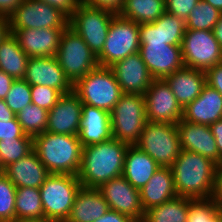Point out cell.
Here are the masks:
<instances>
[{
  "mask_svg": "<svg viewBox=\"0 0 222 222\" xmlns=\"http://www.w3.org/2000/svg\"><path fill=\"white\" fill-rule=\"evenodd\" d=\"M63 31L55 28L22 29L12 34L26 55L38 58L56 55Z\"/></svg>",
  "mask_w": 222,
  "mask_h": 222,
  "instance_id": "obj_20",
  "label": "cell"
},
{
  "mask_svg": "<svg viewBox=\"0 0 222 222\" xmlns=\"http://www.w3.org/2000/svg\"><path fill=\"white\" fill-rule=\"evenodd\" d=\"M177 196L171 167H160L140 190L144 212Z\"/></svg>",
  "mask_w": 222,
  "mask_h": 222,
  "instance_id": "obj_25",
  "label": "cell"
},
{
  "mask_svg": "<svg viewBox=\"0 0 222 222\" xmlns=\"http://www.w3.org/2000/svg\"><path fill=\"white\" fill-rule=\"evenodd\" d=\"M176 127L182 150L198 153L217 165L222 163L216 140L208 125L190 123L181 119Z\"/></svg>",
  "mask_w": 222,
  "mask_h": 222,
  "instance_id": "obj_19",
  "label": "cell"
},
{
  "mask_svg": "<svg viewBox=\"0 0 222 222\" xmlns=\"http://www.w3.org/2000/svg\"><path fill=\"white\" fill-rule=\"evenodd\" d=\"M205 73L206 84L222 95V62L209 68Z\"/></svg>",
  "mask_w": 222,
  "mask_h": 222,
  "instance_id": "obj_44",
  "label": "cell"
},
{
  "mask_svg": "<svg viewBox=\"0 0 222 222\" xmlns=\"http://www.w3.org/2000/svg\"><path fill=\"white\" fill-rule=\"evenodd\" d=\"M4 101L16 116L25 106L32 104L31 86L24 79L14 80Z\"/></svg>",
  "mask_w": 222,
  "mask_h": 222,
  "instance_id": "obj_38",
  "label": "cell"
},
{
  "mask_svg": "<svg viewBox=\"0 0 222 222\" xmlns=\"http://www.w3.org/2000/svg\"><path fill=\"white\" fill-rule=\"evenodd\" d=\"M181 51L184 67L206 72L222 62V48L213 31L185 29Z\"/></svg>",
  "mask_w": 222,
  "mask_h": 222,
  "instance_id": "obj_11",
  "label": "cell"
},
{
  "mask_svg": "<svg viewBox=\"0 0 222 222\" xmlns=\"http://www.w3.org/2000/svg\"><path fill=\"white\" fill-rule=\"evenodd\" d=\"M8 20L11 33L22 29H66L69 26V18L64 13L36 0H23Z\"/></svg>",
  "mask_w": 222,
  "mask_h": 222,
  "instance_id": "obj_12",
  "label": "cell"
},
{
  "mask_svg": "<svg viewBox=\"0 0 222 222\" xmlns=\"http://www.w3.org/2000/svg\"><path fill=\"white\" fill-rule=\"evenodd\" d=\"M110 116L112 137L134 145L147 122L144 95L123 93Z\"/></svg>",
  "mask_w": 222,
  "mask_h": 222,
  "instance_id": "obj_6",
  "label": "cell"
},
{
  "mask_svg": "<svg viewBox=\"0 0 222 222\" xmlns=\"http://www.w3.org/2000/svg\"><path fill=\"white\" fill-rule=\"evenodd\" d=\"M139 25L117 13L110 23L104 47L97 56L98 65L110 67L129 55L138 53L140 49Z\"/></svg>",
  "mask_w": 222,
  "mask_h": 222,
  "instance_id": "obj_8",
  "label": "cell"
},
{
  "mask_svg": "<svg viewBox=\"0 0 222 222\" xmlns=\"http://www.w3.org/2000/svg\"><path fill=\"white\" fill-rule=\"evenodd\" d=\"M55 57L72 84L98 66L95 54L69 26L61 35Z\"/></svg>",
  "mask_w": 222,
  "mask_h": 222,
  "instance_id": "obj_9",
  "label": "cell"
},
{
  "mask_svg": "<svg viewBox=\"0 0 222 222\" xmlns=\"http://www.w3.org/2000/svg\"><path fill=\"white\" fill-rule=\"evenodd\" d=\"M156 26H161V36L167 45L181 46L185 33V21L166 11L156 20Z\"/></svg>",
  "mask_w": 222,
  "mask_h": 222,
  "instance_id": "obj_36",
  "label": "cell"
},
{
  "mask_svg": "<svg viewBox=\"0 0 222 222\" xmlns=\"http://www.w3.org/2000/svg\"><path fill=\"white\" fill-rule=\"evenodd\" d=\"M44 2L64 13L68 18L78 9L81 0H36Z\"/></svg>",
  "mask_w": 222,
  "mask_h": 222,
  "instance_id": "obj_43",
  "label": "cell"
},
{
  "mask_svg": "<svg viewBox=\"0 0 222 222\" xmlns=\"http://www.w3.org/2000/svg\"><path fill=\"white\" fill-rule=\"evenodd\" d=\"M24 80L30 86L51 87L62 94L73 91V84L66 77L55 56L29 57Z\"/></svg>",
  "mask_w": 222,
  "mask_h": 222,
  "instance_id": "obj_16",
  "label": "cell"
},
{
  "mask_svg": "<svg viewBox=\"0 0 222 222\" xmlns=\"http://www.w3.org/2000/svg\"><path fill=\"white\" fill-rule=\"evenodd\" d=\"M182 119L208 126L222 119V95L206 84L200 95L183 109Z\"/></svg>",
  "mask_w": 222,
  "mask_h": 222,
  "instance_id": "obj_21",
  "label": "cell"
},
{
  "mask_svg": "<svg viewBox=\"0 0 222 222\" xmlns=\"http://www.w3.org/2000/svg\"><path fill=\"white\" fill-rule=\"evenodd\" d=\"M198 2L199 0H165L166 12L186 21Z\"/></svg>",
  "mask_w": 222,
  "mask_h": 222,
  "instance_id": "obj_40",
  "label": "cell"
},
{
  "mask_svg": "<svg viewBox=\"0 0 222 222\" xmlns=\"http://www.w3.org/2000/svg\"><path fill=\"white\" fill-rule=\"evenodd\" d=\"M73 92L83 104L109 113L123 94L113 71L99 65L73 84Z\"/></svg>",
  "mask_w": 222,
  "mask_h": 222,
  "instance_id": "obj_4",
  "label": "cell"
},
{
  "mask_svg": "<svg viewBox=\"0 0 222 222\" xmlns=\"http://www.w3.org/2000/svg\"><path fill=\"white\" fill-rule=\"evenodd\" d=\"M222 13V0H203Z\"/></svg>",
  "mask_w": 222,
  "mask_h": 222,
  "instance_id": "obj_54",
  "label": "cell"
},
{
  "mask_svg": "<svg viewBox=\"0 0 222 222\" xmlns=\"http://www.w3.org/2000/svg\"><path fill=\"white\" fill-rule=\"evenodd\" d=\"M98 190L110 210L126 215L134 222H142L144 209L141 204L140 190L134 188L122 175L103 183Z\"/></svg>",
  "mask_w": 222,
  "mask_h": 222,
  "instance_id": "obj_14",
  "label": "cell"
},
{
  "mask_svg": "<svg viewBox=\"0 0 222 222\" xmlns=\"http://www.w3.org/2000/svg\"><path fill=\"white\" fill-rule=\"evenodd\" d=\"M166 11L165 0H124L118 14L138 24L151 23Z\"/></svg>",
  "mask_w": 222,
  "mask_h": 222,
  "instance_id": "obj_29",
  "label": "cell"
},
{
  "mask_svg": "<svg viewBox=\"0 0 222 222\" xmlns=\"http://www.w3.org/2000/svg\"><path fill=\"white\" fill-rule=\"evenodd\" d=\"M134 145L160 167H171L182 150L176 124L171 123L147 121Z\"/></svg>",
  "mask_w": 222,
  "mask_h": 222,
  "instance_id": "obj_7",
  "label": "cell"
},
{
  "mask_svg": "<svg viewBox=\"0 0 222 222\" xmlns=\"http://www.w3.org/2000/svg\"><path fill=\"white\" fill-rule=\"evenodd\" d=\"M48 110L38 107L35 104L25 106L16 118L21 125L24 133L31 137H35L44 133L48 123Z\"/></svg>",
  "mask_w": 222,
  "mask_h": 222,
  "instance_id": "obj_32",
  "label": "cell"
},
{
  "mask_svg": "<svg viewBox=\"0 0 222 222\" xmlns=\"http://www.w3.org/2000/svg\"><path fill=\"white\" fill-rule=\"evenodd\" d=\"M83 103L72 91L63 94L48 112L46 132L78 135Z\"/></svg>",
  "mask_w": 222,
  "mask_h": 222,
  "instance_id": "obj_17",
  "label": "cell"
},
{
  "mask_svg": "<svg viewBox=\"0 0 222 222\" xmlns=\"http://www.w3.org/2000/svg\"><path fill=\"white\" fill-rule=\"evenodd\" d=\"M33 151V137L0 140V164L4 169L9 164L26 157Z\"/></svg>",
  "mask_w": 222,
  "mask_h": 222,
  "instance_id": "obj_35",
  "label": "cell"
},
{
  "mask_svg": "<svg viewBox=\"0 0 222 222\" xmlns=\"http://www.w3.org/2000/svg\"><path fill=\"white\" fill-rule=\"evenodd\" d=\"M82 187L77 175L50 174L39 187L44 217L65 222Z\"/></svg>",
  "mask_w": 222,
  "mask_h": 222,
  "instance_id": "obj_5",
  "label": "cell"
},
{
  "mask_svg": "<svg viewBox=\"0 0 222 222\" xmlns=\"http://www.w3.org/2000/svg\"><path fill=\"white\" fill-rule=\"evenodd\" d=\"M116 14L108 9L81 3L69 18V27L81 36L97 57L104 47L110 23Z\"/></svg>",
  "mask_w": 222,
  "mask_h": 222,
  "instance_id": "obj_10",
  "label": "cell"
},
{
  "mask_svg": "<svg viewBox=\"0 0 222 222\" xmlns=\"http://www.w3.org/2000/svg\"><path fill=\"white\" fill-rule=\"evenodd\" d=\"M15 117V114L7 106L4 100L0 99V120L10 121Z\"/></svg>",
  "mask_w": 222,
  "mask_h": 222,
  "instance_id": "obj_51",
  "label": "cell"
},
{
  "mask_svg": "<svg viewBox=\"0 0 222 222\" xmlns=\"http://www.w3.org/2000/svg\"><path fill=\"white\" fill-rule=\"evenodd\" d=\"M28 59L29 56L20 48L12 33L0 43V70L15 80L24 79Z\"/></svg>",
  "mask_w": 222,
  "mask_h": 222,
  "instance_id": "obj_28",
  "label": "cell"
},
{
  "mask_svg": "<svg viewBox=\"0 0 222 222\" xmlns=\"http://www.w3.org/2000/svg\"><path fill=\"white\" fill-rule=\"evenodd\" d=\"M23 0H0V15L10 17Z\"/></svg>",
  "mask_w": 222,
  "mask_h": 222,
  "instance_id": "obj_48",
  "label": "cell"
},
{
  "mask_svg": "<svg viewBox=\"0 0 222 222\" xmlns=\"http://www.w3.org/2000/svg\"><path fill=\"white\" fill-rule=\"evenodd\" d=\"M139 53L153 79H165L184 67L181 46L165 43L140 44Z\"/></svg>",
  "mask_w": 222,
  "mask_h": 222,
  "instance_id": "obj_15",
  "label": "cell"
},
{
  "mask_svg": "<svg viewBox=\"0 0 222 222\" xmlns=\"http://www.w3.org/2000/svg\"><path fill=\"white\" fill-rule=\"evenodd\" d=\"M123 93L144 95L154 80L140 53L129 55L109 67Z\"/></svg>",
  "mask_w": 222,
  "mask_h": 222,
  "instance_id": "obj_18",
  "label": "cell"
},
{
  "mask_svg": "<svg viewBox=\"0 0 222 222\" xmlns=\"http://www.w3.org/2000/svg\"><path fill=\"white\" fill-rule=\"evenodd\" d=\"M9 20L0 15V43L10 34Z\"/></svg>",
  "mask_w": 222,
  "mask_h": 222,
  "instance_id": "obj_52",
  "label": "cell"
},
{
  "mask_svg": "<svg viewBox=\"0 0 222 222\" xmlns=\"http://www.w3.org/2000/svg\"><path fill=\"white\" fill-rule=\"evenodd\" d=\"M12 222H55V221L44 218V219H15Z\"/></svg>",
  "mask_w": 222,
  "mask_h": 222,
  "instance_id": "obj_55",
  "label": "cell"
},
{
  "mask_svg": "<svg viewBox=\"0 0 222 222\" xmlns=\"http://www.w3.org/2000/svg\"><path fill=\"white\" fill-rule=\"evenodd\" d=\"M94 222H134L128 216L123 215L117 211L108 210L104 215Z\"/></svg>",
  "mask_w": 222,
  "mask_h": 222,
  "instance_id": "obj_47",
  "label": "cell"
},
{
  "mask_svg": "<svg viewBox=\"0 0 222 222\" xmlns=\"http://www.w3.org/2000/svg\"><path fill=\"white\" fill-rule=\"evenodd\" d=\"M16 186L4 174H0V222H12L15 217Z\"/></svg>",
  "mask_w": 222,
  "mask_h": 222,
  "instance_id": "obj_37",
  "label": "cell"
},
{
  "mask_svg": "<svg viewBox=\"0 0 222 222\" xmlns=\"http://www.w3.org/2000/svg\"><path fill=\"white\" fill-rule=\"evenodd\" d=\"M31 94L32 104L42 107L48 111L54 107L59 98L63 95L57 89L42 85L31 86Z\"/></svg>",
  "mask_w": 222,
  "mask_h": 222,
  "instance_id": "obj_39",
  "label": "cell"
},
{
  "mask_svg": "<svg viewBox=\"0 0 222 222\" xmlns=\"http://www.w3.org/2000/svg\"><path fill=\"white\" fill-rule=\"evenodd\" d=\"M3 173L16 188H39L51 174L34 151L6 166Z\"/></svg>",
  "mask_w": 222,
  "mask_h": 222,
  "instance_id": "obj_23",
  "label": "cell"
},
{
  "mask_svg": "<svg viewBox=\"0 0 222 222\" xmlns=\"http://www.w3.org/2000/svg\"><path fill=\"white\" fill-rule=\"evenodd\" d=\"M108 210V203L98 189L81 187L65 222H94Z\"/></svg>",
  "mask_w": 222,
  "mask_h": 222,
  "instance_id": "obj_26",
  "label": "cell"
},
{
  "mask_svg": "<svg viewBox=\"0 0 222 222\" xmlns=\"http://www.w3.org/2000/svg\"><path fill=\"white\" fill-rule=\"evenodd\" d=\"M140 44L165 43L161 36V26H156V21L139 25Z\"/></svg>",
  "mask_w": 222,
  "mask_h": 222,
  "instance_id": "obj_41",
  "label": "cell"
},
{
  "mask_svg": "<svg viewBox=\"0 0 222 222\" xmlns=\"http://www.w3.org/2000/svg\"><path fill=\"white\" fill-rule=\"evenodd\" d=\"M212 31L215 39L219 42V45L222 48V15L220 16Z\"/></svg>",
  "mask_w": 222,
  "mask_h": 222,
  "instance_id": "obj_53",
  "label": "cell"
},
{
  "mask_svg": "<svg viewBox=\"0 0 222 222\" xmlns=\"http://www.w3.org/2000/svg\"><path fill=\"white\" fill-rule=\"evenodd\" d=\"M216 166L209 158L181 150L171 166L177 196L190 199L211 198Z\"/></svg>",
  "mask_w": 222,
  "mask_h": 222,
  "instance_id": "obj_2",
  "label": "cell"
},
{
  "mask_svg": "<svg viewBox=\"0 0 222 222\" xmlns=\"http://www.w3.org/2000/svg\"><path fill=\"white\" fill-rule=\"evenodd\" d=\"M82 3H85L92 7L108 9L118 13L124 3V0H81Z\"/></svg>",
  "mask_w": 222,
  "mask_h": 222,
  "instance_id": "obj_45",
  "label": "cell"
},
{
  "mask_svg": "<svg viewBox=\"0 0 222 222\" xmlns=\"http://www.w3.org/2000/svg\"><path fill=\"white\" fill-rule=\"evenodd\" d=\"M129 146L112 137L105 142L82 147L77 175L82 187L98 189L103 183L121 176Z\"/></svg>",
  "mask_w": 222,
  "mask_h": 222,
  "instance_id": "obj_1",
  "label": "cell"
},
{
  "mask_svg": "<svg viewBox=\"0 0 222 222\" xmlns=\"http://www.w3.org/2000/svg\"><path fill=\"white\" fill-rule=\"evenodd\" d=\"M187 222H222L221 207L212 198H188Z\"/></svg>",
  "mask_w": 222,
  "mask_h": 222,
  "instance_id": "obj_34",
  "label": "cell"
},
{
  "mask_svg": "<svg viewBox=\"0 0 222 222\" xmlns=\"http://www.w3.org/2000/svg\"><path fill=\"white\" fill-rule=\"evenodd\" d=\"M14 80L12 76L0 70V99H5Z\"/></svg>",
  "mask_w": 222,
  "mask_h": 222,
  "instance_id": "obj_49",
  "label": "cell"
},
{
  "mask_svg": "<svg viewBox=\"0 0 222 222\" xmlns=\"http://www.w3.org/2000/svg\"><path fill=\"white\" fill-rule=\"evenodd\" d=\"M1 173H3V168H2V166H1V164H0V174Z\"/></svg>",
  "mask_w": 222,
  "mask_h": 222,
  "instance_id": "obj_56",
  "label": "cell"
},
{
  "mask_svg": "<svg viewBox=\"0 0 222 222\" xmlns=\"http://www.w3.org/2000/svg\"><path fill=\"white\" fill-rule=\"evenodd\" d=\"M16 219H44L39 188H16L15 199Z\"/></svg>",
  "mask_w": 222,
  "mask_h": 222,
  "instance_id": "obj_31",
  "label": "cell"
},
{
  "mask_svg": "<svg viewBox=\"0 0 222 222\" xmlns=\"http://www.w3.org/2000/svg\"><path fill=\"white\" fill-rule=\"evenodd\" d=\"M25 135L16 116L10 121L0 120V140L21 139Z\"/></svg>",
  "mask_w": 222,
  "mask_h": 222,
  "instance_id": "obj_42",
  "label": "cell"
},
{
  "mask_svg": "<svg viewBox=\"0 0 222 222\" xmlns=\"http://www.w3.org/2000/svg\"><path fill=\"white\" fill-rule=\"evenodd\" d=\"M112 138L110 113L83 104L78 139L82 147L105 142Z\"/></svg>",
  "mask_w": 222,
  "mask_h": 222,
  "instance_id": "obj_22",
  "label": "cell"
},
{
  "mask_svg": "<svg viewBox=\"0 0 222 222\" xmlns=\"http://www.w3.org/2000/svg\"><path fill=\"white\" fill-rule=\"evenodd\" d=\"M211 198L218 204L219 207L222 206V163L216 166Z\"/></svg>",
  "mask_w": 222,
  "mask_h": 222,
  "instance_id": "obj_46",
  "label": "cell"
},
{
  "mask_svg": "<svg viewBox=\"0 0 222 222\" xmlns=\"http://www.w3.org/2000/svg\"><path fill=\"white\" fill-rule=\"evenodd\" d=\"M178 103L184 109L194 101L206 85V73L202 70L183 67L165 79Z\"/></svg>",
  "mask_w": 222,
  "mask_h": 222,
  "instance_id": "obj_24",
  "label": "cell"
},
{
  "mask_svg": "<svg viewBox=\"0 0 222 222\" xmlns=\"http://www.w3.org/2000/svg\"><path fill=\"white\" fill-rule=\"evenodd\" d=\"M188 198L176 196L144 212L142 222H187Z\"/></svg>",
  "mask_w": 222,
  "mask_h": 222,
  "instance_id": "obj_30",
  "label": "cell"
},
{
  "mask_svg": "<svg viewBox=\"0 0 222 222\" xmlns=\"http://www.w3.org/2000/svg\"><path fill=\"white\" fill-rule=\"evenodd\" d=\"M33 151L51 174L78 175L82 157L78 135L45 131L33 138Z\"/></svg>",
  "mask_w": 222,
  "mask_h": 222,
  "instance_id": "obj_3",
  "label": "cell"
},
{
  "mask_svg": "<svg viewBox=\"0 0 222 222\" xmlns=\"http://www.w3.org/2000/svg\"><path fill=\"white\" fill-rule=\"evenodd\" d=\"M144 98L147 121L177 124L182 119L183 108L164 79H154Z\"/></svg>",
  "mask_w": 222,
  "mask_h": 222,
  "instance_id": "obj_13",
  "label": "cell"
},
{
  "mask_svg": "<svg viewBox=\"0 0 222 222\" xmlns=\"http://www.w3.org/2000/svg\"><path fill=\"white\" fill-rule=\"evenodd\" d=\"M209 127L213 137L216 140L219 157L222 159V119L212 123Z\"/></svg>",
  "mask_w": 222,
  "mask_h": 222,
  "instance_id": "obj_50",
  "label": "cell"
},
{
  "mask_svg": "<svg viewBox=\"0 0 222 222\" xmlns=\"http://www.w3.org/2000/svg\"><path fill=\"white\" fill-rule=\"evenodd\" d=\"M160 168L147 153L130 145L125 155L122 176L136 189L141 190Z\"/></svg>",
  "mask_w": 222,
  "mask_h": 222,
  "instance_id": "obj_27",
  "label": "cell"
},
{
  "mask_svg": "<svg viewBox=\"0 0 222 222\" xmlns=\"http://www.w3.org/2000/svg\"><path fill=\"white\" fill-rule=\"evenodd\" d=\"M222 13L209 3L199 0L185 21L186 29L212 31Z\"/></svg>",
  "mask_w": 222,
  "mask_h": 222,
  "instance_id": "obj_33",
  "label": "cell"
}]
</instances>
